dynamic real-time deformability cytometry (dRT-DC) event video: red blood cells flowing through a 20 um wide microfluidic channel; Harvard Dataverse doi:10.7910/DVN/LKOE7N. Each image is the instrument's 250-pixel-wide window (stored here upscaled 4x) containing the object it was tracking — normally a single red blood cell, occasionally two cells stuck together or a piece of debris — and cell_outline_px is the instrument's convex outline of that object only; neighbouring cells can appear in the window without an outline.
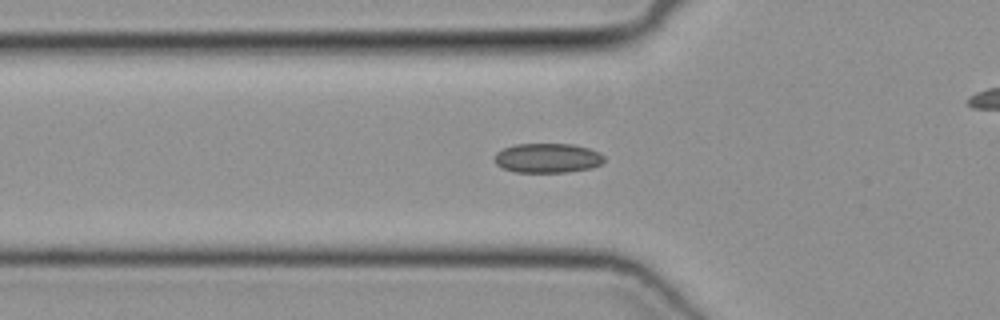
{"species": "common noctule bat (a hibernating species)", "species_latin": "Nyctalus noctula", "temperature_condition": "cold", "stored_images_in_passage": 40, "camera_frame_rate_fps": 3000, "um_per_image_px": 0.085, "animal": {"sex": "female", "body_mass_g": 19.3, "forearm_length_mm": 54.1}, "frame": {"image": 1, "passage_image": 17, "time_ms": 5.333, "image_size_px": [1000, 320], "cell_outline_px": [[604, 160], [600, 164], [592, 168], [568, 172], [516, 172], [504, 168], [496, 164], [496, 152], [504, 148], [516, 144], [572, 144], [588, 148], [600, 152], [604, 156]], "centroid_in_image_um": [46.57, 13.43], "position_along_channel_um": 79.2, "area_um2": 18.79}}
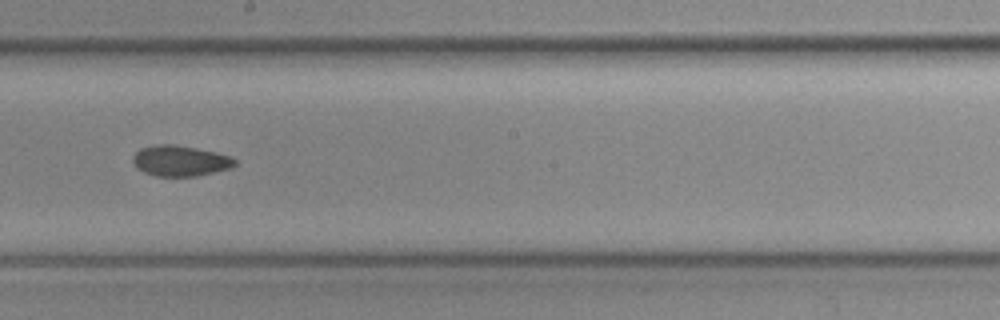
{"frame": {"image": 2, "passage_image": 28, "time_ms": 9.0, "image_size_px": [1000, 320], "cell_outline_px": [[236, 164], [232, 168], [196, 176], [156, 176], [144, 172], [136, 168], [132, 160], [132, 156], [140, 148], [156, 144], [172, 144], [196, 148], [216, 152], [228, 156], [236, 160]], "centroid_in_image_um": [15.29, 13.67], "position_along_channel_um": 232.9, "area_um2": 18.26}}
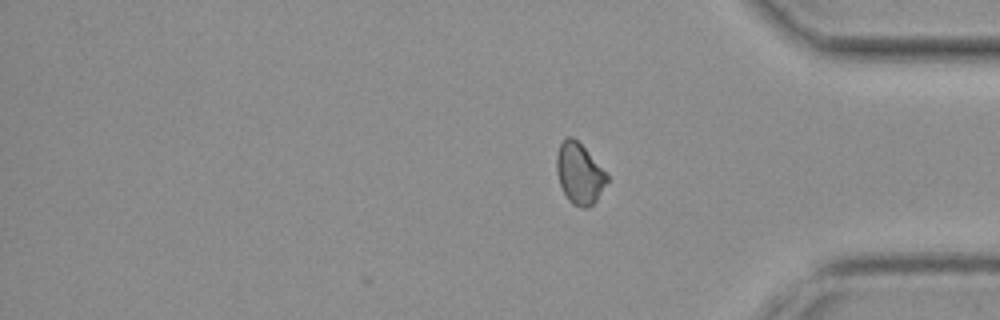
{"frame": {"image": 3, "passage_image": 40, "time_ms": 13.0, "image_size_px": [1000, 320], "cell_outline_px": [[608, 180], [596, 200], [588, 208], [584, 208], [572, 204], [568, 200], [560, 184], [556, 172], [556, 156], [560, 144], [568, 136], [572, 136], [584, 148], [608, 176]], "centroid_in_image_um": [49.22, 14.77], "position_along_channel_um": 386.0, "area_um2": 17.46}}